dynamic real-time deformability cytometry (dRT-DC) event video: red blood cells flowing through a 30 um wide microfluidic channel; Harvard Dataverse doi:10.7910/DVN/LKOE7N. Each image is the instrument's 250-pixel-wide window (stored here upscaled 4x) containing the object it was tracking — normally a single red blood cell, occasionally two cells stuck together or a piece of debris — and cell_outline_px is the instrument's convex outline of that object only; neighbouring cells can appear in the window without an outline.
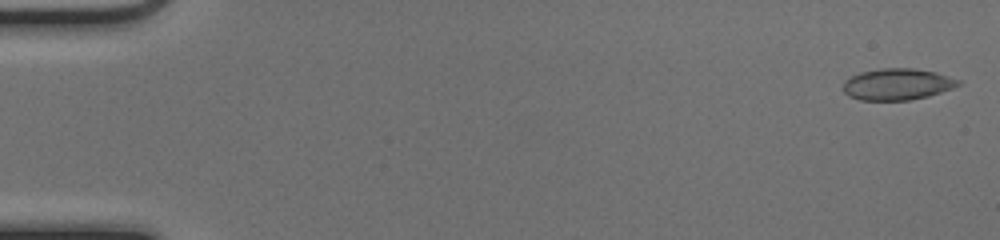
{"species": "common noctule bat (a hibernating species)", "species_latin": "Nyctalus noctula", "temperature_condition": "cold", "stored_images_in_passage": 50, "camera_frame_rate_fps": 3000, "um_per_image_px": 0.085, "animal": {"sex": "female", "body_mass_g": 17.0, "forearm_length_mm": 48.0}, "frame": {"image": 1, "passage_image": 1, "time_ms": 0.0, "image_size_px": [1000, 240], "cell_outline_px": [[960, 84], [952, 88], [928, 96], [912, 100], [860, 100], [848, 96], [844, 92], [844, 80], [860, 72], [880, 68], [912, 68], [936, 72], [960, 80]], "centroid_in_image_um": [76.25, 7.16], "position_along_channel_um": 8.7, "area_um2": 21.1}}
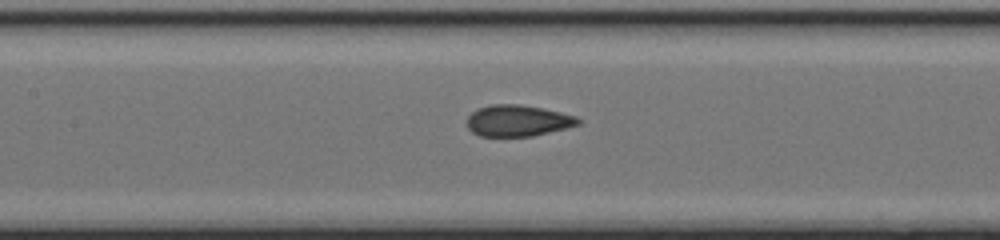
{"frame": {"image": 2, "passage_image": 24, "time_ms": 7.667, "image_size_px": [1000, 240], "cell_outline_px": [[584, 120], [580, 124], [532, 136], [480, 136], [472, 132], [468, 128], [468, 116], [472, 112], [480, 108], [492, 104], [520, 104], [544, 108], [576, 116]], "centroid_in_image_um": [44.04, 10.25], "position_along_channel_um": 163.4, "area_um2": 20.23}}
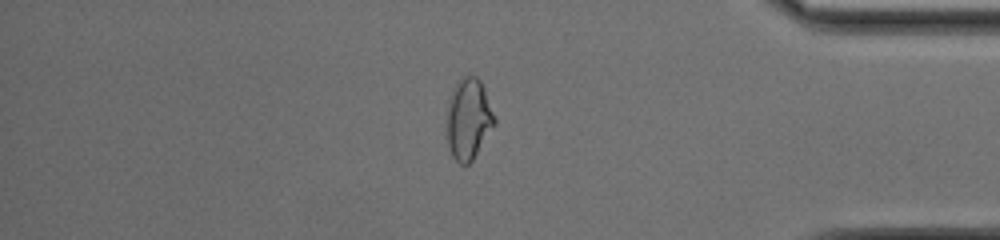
{"frame": {"image": 3, "passage_image": 43, "time_ms": 14.0, "image_size_px": [1000, 240], "cell_outline_px": [[496, 124], [472, 160], [468, 164], [460, 164], [452, 156], [448, 144], [448, 100], [452, 88], [464, 76], [476, 76], [480, 80], [484, 88], [496, 120]], "centroid_in_image_um": [39.84, 10.11], "position_along_channel_um": 395.4, "area_um2": 22.25}, "authors_computed_cell_mechanics": {"area_um2": 21.1259, "velocity_mm_per_s": 4.085, "shape_relaxation_time_tau1_ms": null, "shape_relaxation_time_tau2_ms": 0.9573, "deformation_change_tau1": null, "deformation_change_tau2": 0.0566}}